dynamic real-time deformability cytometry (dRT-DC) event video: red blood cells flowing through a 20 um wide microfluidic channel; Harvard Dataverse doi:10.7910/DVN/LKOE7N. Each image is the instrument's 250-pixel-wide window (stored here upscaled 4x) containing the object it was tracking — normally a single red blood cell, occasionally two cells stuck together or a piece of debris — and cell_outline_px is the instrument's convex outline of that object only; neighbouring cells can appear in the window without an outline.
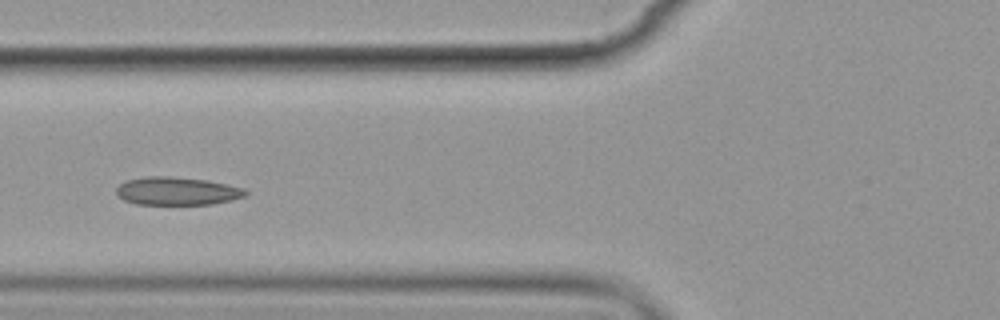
{"species": "common noctule bat (a hibernating species)", "species_latin": "Nyctalus noctula", "temperature_condition": "cold", "stored_images_in_passage": 5, "camera_frame_rate_fps": 3000, "um_per_image_px": 0.085, "animal": {"sex": "female", "body_mass_g": 19.9}, "frame": {"image": 1, "passage_image": 5, "time_ms": 5.0, "image_size_px": [1000, 320], "cell_outline_px": [[248, 192], [244, 196], [232, 200], [212, 204], [136, 204], [124, 200], [116, 196], [116, 188], [120, 184], [128, 180], [148, 176], [168, 176], [208, 180], [244, 188]], "centroid_in_image_um": [15.03, 16.24], "position_along_channel_um": 110.8, "area_um2": 21.1}}